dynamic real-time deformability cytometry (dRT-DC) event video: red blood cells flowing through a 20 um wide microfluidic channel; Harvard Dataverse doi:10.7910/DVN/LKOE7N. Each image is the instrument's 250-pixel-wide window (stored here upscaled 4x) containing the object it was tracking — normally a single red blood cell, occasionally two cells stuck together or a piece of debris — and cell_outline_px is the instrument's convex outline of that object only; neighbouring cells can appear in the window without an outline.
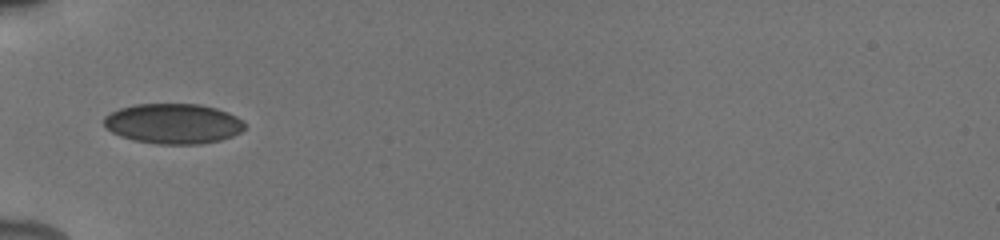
{"species": "human", "species_latin": "Homo sapiens", "temperature_condition": "cold", "stored_images_in_passage": 47, "camera_frame_rate_fps": 3000, "um_per_image_px": 0.085, "donor": {"sex": "male"}, "frame": {"image": 1, "passage_image": 1, "time_ms": 0.0, "image_size_px": [1000, 240], "cell_outline_px": [[244, 128], [240, 132], [232, 136], [220, 140], [200, 144], [156, 144], [136, 140], [120, 136], [112, 132], [104, 124], [104, 116], [120, 108], [136, 104], [200, 104], [216, 108], [228, 112], [244, 120]], "centroid_in_image_um": [14.75, 10.5], "position_along_channel_um": 70.3, "area_um2": 32.89}}
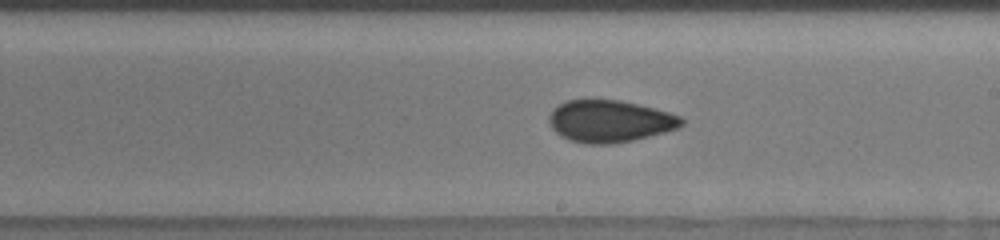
{"frame": {"image": 2, "passage_image": 19, "time_ms": 4.333, "image_size_px": [1000, 240], "cell_outline_px": [[684, 124], [676, 128], [664, 132], [632, 140], [612, 144], [584, 144], [568, 140], [560, 136], [552, 128], [548, 120], [548, 116], [552, 108], [568, 100], [620, 100], [656, 108], [680, 116], [684, 120]], "centroid_in_image_um": [51.8, 10.3], "position_along_channel_um": 237.2, "area_um2": 32.54}}
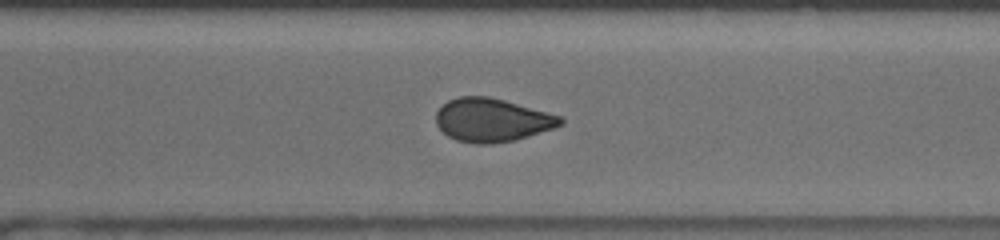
{"frame": {"image": 3, "passage_image": 28, "time_ms": 6.667, "image_size_px": [1000, 240], "cell_outline_px": [[564, 124], [516, 140], [492, 144], [476, 144], [456, 140], [448, 136], [436, 124], [436, 112], [448, 100], [460, 96], [488, 96], [504, 100], [560, 116], [564, 120]], "centroid_in_image_um": [41.8, 10.21], "position_along_channel_um": 328.8, "area_um2": 31.27}, "authors_computed_cell_mechanics": {"area_um2": 32.079, "velocity_mm_per_s": 3.924, "shape_relaxation_time_tau1_ms": null, "shape_relaxation_time_tau2_ms": 1.5644, "deformation_change_tau1": null, "deformation_change_tau2": 0.052}}